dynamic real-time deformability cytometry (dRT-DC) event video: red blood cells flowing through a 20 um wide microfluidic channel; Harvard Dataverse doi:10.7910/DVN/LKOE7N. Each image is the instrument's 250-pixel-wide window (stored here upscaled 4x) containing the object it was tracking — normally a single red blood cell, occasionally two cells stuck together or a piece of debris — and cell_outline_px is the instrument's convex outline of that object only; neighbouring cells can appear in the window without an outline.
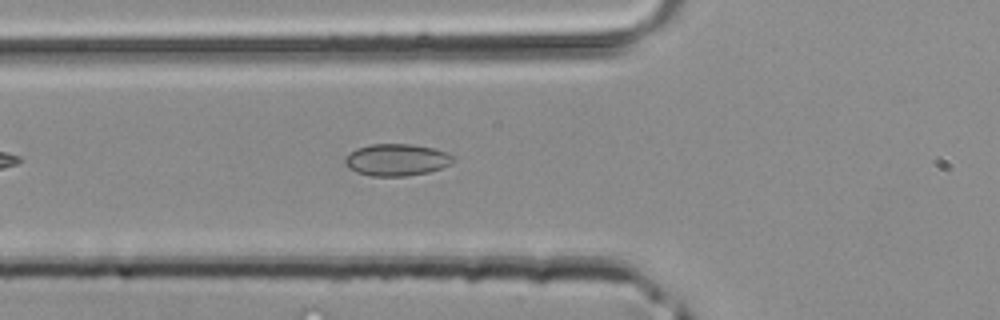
{"species": "common noctule bat (a hibernating species)", "species_latin": "Nyctalus noctula", "temperature_condition": "room temperature", "stored_images_in_passage": 20, "camera_frame_rate_fps": 3000, "um_per_image_px": 0.085, "animal": {"sex": "male", "body_mass_g": 20.4}, "frame": {"image": 1, "passage_image": 5, "time_ms": 1.333, "image_size_px": [1000, 320], "cell_outline_px": [[452, 160], [448, 164], [440, 168], [428, 172], [404, 176], [372, 176], [356, 172], [348, 168], [344, 164], [344, 160], [356, 148], [372, 144], [412, 144], [432, 148], [448, 152], [452, 156]], "centroid_in_image_um": [33.67, 13.58], "position_along_channel_um": 92.1, "area_um2": 19.88}}
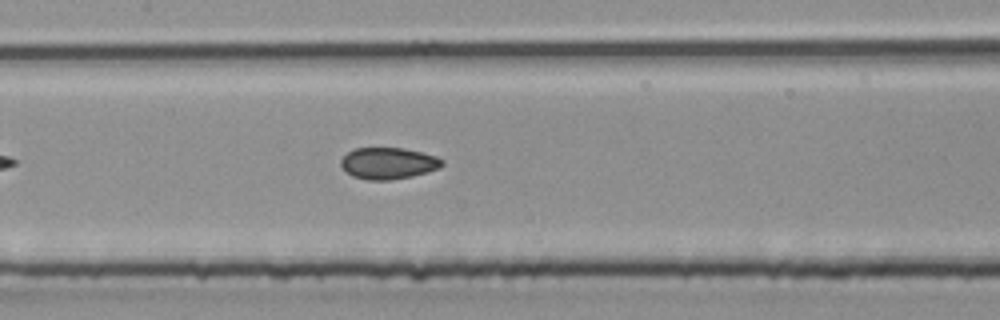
{"frame": {"image": 2, "passage_image": 10, "time_ms": 3.0, "image_size_px": [1000, 320], "cell_outline_px": [[444, 164], [440, 168], [428, 172], [412, 176], [392, 180], [368, 180], [352, 176], [340, 164], [340, 160], [348, 152], [356, 148], [400, 148], [420, 152], [436, 156], [444, 160]], "centroid_in_image_um": [33.03, 13.88], "position_along_channel_um": 174.4, "area_um2": 18.55}}
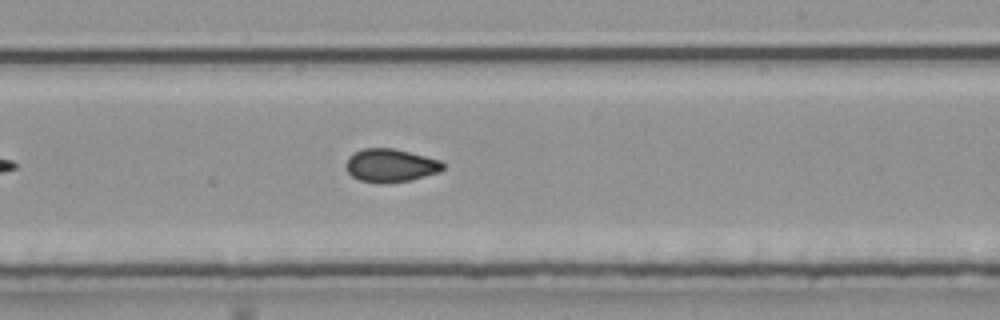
{"frame": {"image": 3, "passage_image": 15, "time_ms": 4.667, "image_size_px": [1000, 320], "cell_outline_px": [[444, 168], [436, 172], [412, 180], [380, 184], [376, 184], [360, 180], [352, 176], [348, 172], [344, 164], [348, 156], [364, 148], [392, 148], [440, 160], [444, 164]], "centroid_in_image_um": [33.14, 14.07], "position_along_channel_um": 255.9, "area_um2": 18.73}}